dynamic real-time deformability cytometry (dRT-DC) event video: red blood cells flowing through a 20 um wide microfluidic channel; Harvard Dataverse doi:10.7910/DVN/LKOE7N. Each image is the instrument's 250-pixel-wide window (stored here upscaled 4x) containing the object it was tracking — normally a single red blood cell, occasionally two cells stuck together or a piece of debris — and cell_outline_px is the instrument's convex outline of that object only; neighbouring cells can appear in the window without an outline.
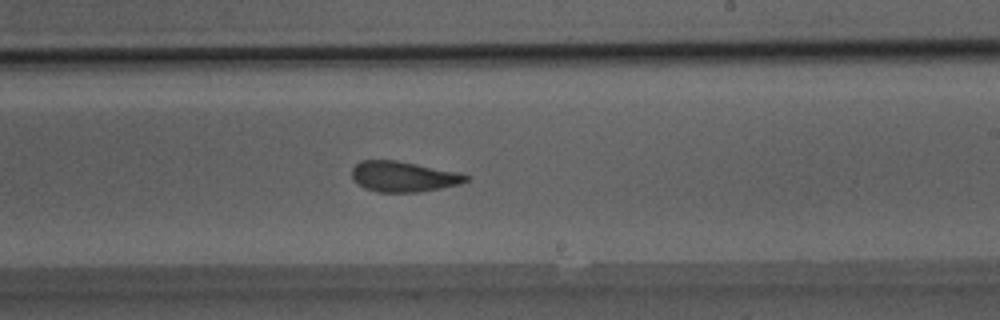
{"species": "Egyptian fruit bat (a non-hibernating species)", "species_latin": "Rousettus aegyptiacus", "temperature_condition": "room temperature", "stored_images_in_passage": 50, "camera_frame_rate_fps": 3000, "um_per_image_px": 0.085, "animal": {"sex": "male"}, "frame": {"image": 1, "passage_image": 30, "time_ms": 9.667, "image_size_px": [1000, 320], "cell_outline_px": [[468, 180], [460, 184], [420, 192], [376, 192], [364, 188], [352, 176], [352, 168], [360, 160], [396, 160], [460, 172], [468, 176]], "centroid_in_image_um": [34.3, 15.0], "position_along_channel_um": 254.7, "area_um2": 20.23}}
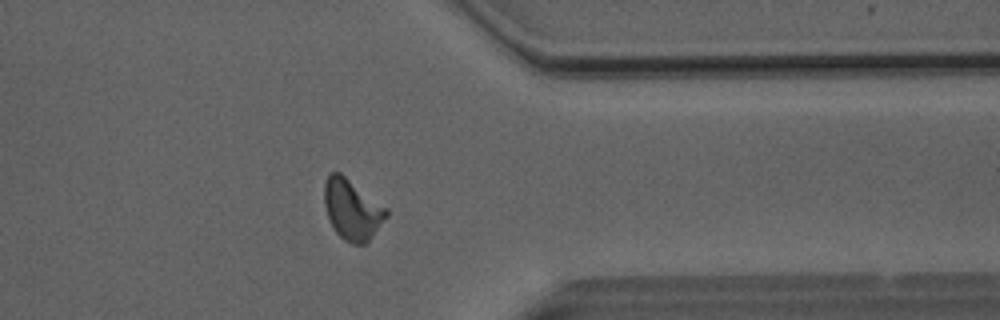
{"frame": {"image": 2, "passage_image": 40, "time_ms": 13.0, "image_size_px": [1000, 320], "cell_outline_px": [[388, 216], [372, 236], [364, 244], [352, 244], [344, 240], [336, 232], [328, 216], [324, 204], [324, 184], [328, 172], [340, 172], [388, 208]], "centroid_in_image_um": [29.93, 17.78], "position_along_channel_um": 381.5, "area_um2": 21.85}}
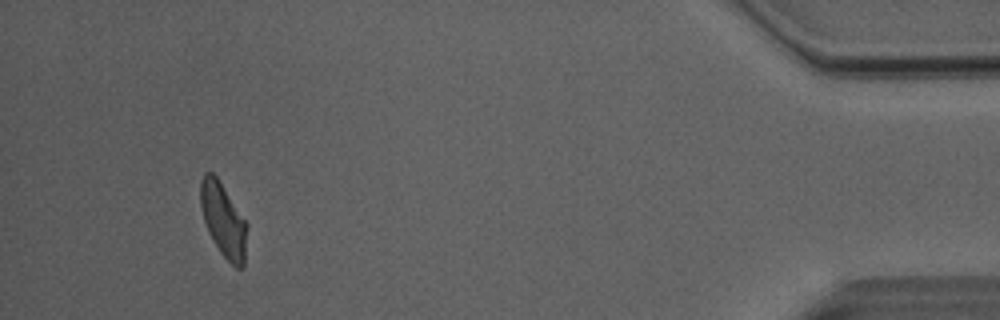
{"frame": {"image": 3, "passage_image": 47, "time_ms": 15.333, "image_size_px": [1000, 320], "cell_outline_px": [[244, 268], [236, 268], [220, 252], [212, 240], [208, 232], [204, 220], [200, 204], [200, 180], [204, 172], [212, 172], [216, 176], [244, 220]], "centroid_in_image_um": [18.91, 18.68], "position_along_channel_um": 416.3, "area_um2": 19.13}, "authors_computed_cell_mechanics": {"area_um2": 21.2415, "velocity_mm_per_s": 4.066, "shape_relaxation_time_tau1_ms": null, "shape_relaxation_time_tau2_ms": 2.4962, "deformation_change_tau1": null, "deformation_change_tau2": 0.0994}}